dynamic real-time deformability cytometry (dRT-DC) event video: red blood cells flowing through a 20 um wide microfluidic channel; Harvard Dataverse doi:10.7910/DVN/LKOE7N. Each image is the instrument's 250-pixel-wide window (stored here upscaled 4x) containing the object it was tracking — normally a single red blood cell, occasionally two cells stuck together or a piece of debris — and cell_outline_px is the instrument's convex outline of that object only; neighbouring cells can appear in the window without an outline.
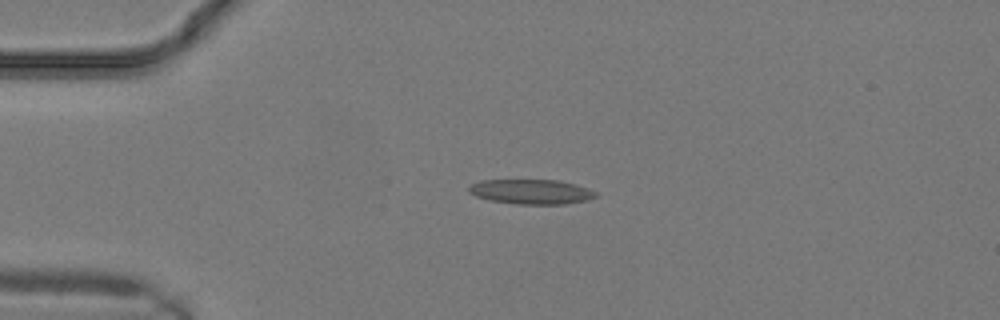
{"species": "common noctule bat (a hibernating species)", "species_latin": "Nyctalus noctula", "temperature_condition": "warm", "stored_images_in_passage": 3, "camera_frame_rate_fps": 3000, "um_per_image_px": 0.085, "animal": {"sex": "male", "body_mass_g": 19.2, "forearm_length_mm": 51.8}, "frame": {"image": 1, "passage_image": 1, "time_ms": 0.0, "image_size_px": [1000, 320], "cell_outline_px": [[596, 196], [588, 200], [564, 204], [516, 204], [488, 200], [476, 196], [468, 192], [468, 188], [472, 184], [480, 180], [560, 180], [576, 184], [588, 188], [596, 192]], "centroid_in_image_um": [45.15, 16.29], "position_along_channel_um": 39.8, "area_um2": 18.38}}